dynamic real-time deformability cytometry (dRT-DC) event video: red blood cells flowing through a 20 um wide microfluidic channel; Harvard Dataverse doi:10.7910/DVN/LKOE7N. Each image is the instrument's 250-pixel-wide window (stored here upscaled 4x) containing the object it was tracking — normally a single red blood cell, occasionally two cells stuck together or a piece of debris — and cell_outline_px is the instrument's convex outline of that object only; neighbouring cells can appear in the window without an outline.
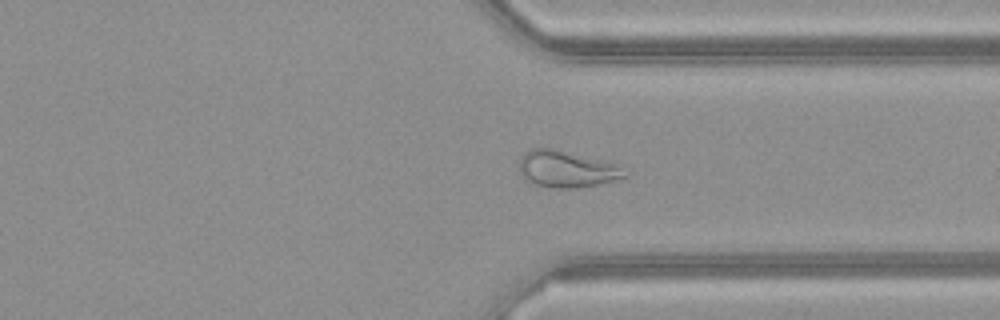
{"species": "common noctule bat (a hibernating species)", "species_latin": "Nyctalus noctula", "temperature_condition": "warm", "stored_images_in_passage": 49, "camera_frame_rate_fps": 3000, "um_per_image_px": 0.085, "animal": {"sex": "female", "body_mass_g": 21.9}, "frame": {"image": 1, "passage_image": 37, "time_ms": 12.0, "image_size_px": [1000, 320], "cell_outline_px": [[632, 172], [628, 176], [596, 184], [576, 188], [548, 188], [532, 184], [524, 180], [520, 172], [520, 160], [528, 148], [556, 148], [612, 164]], "centroid_in_image_um": [48.11, 14.38], "position_along_channel_um": 363.3, "area_um2": 22.43}}
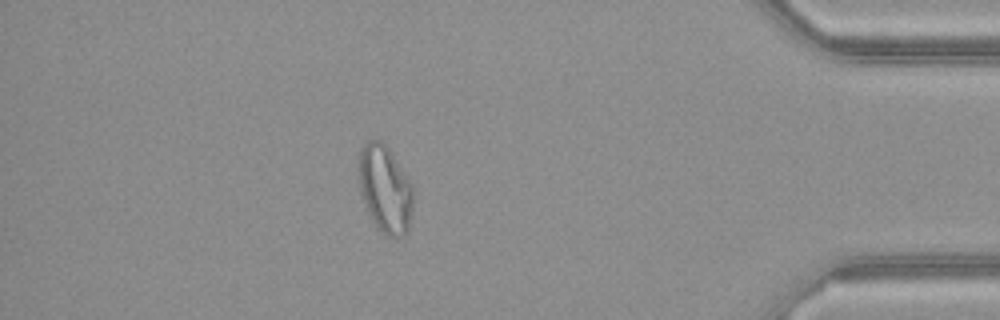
{"frame": {"image": 2, "passage_image": 43, "time_ms": 14.0, "image_size_px": [1000, 320], "cell_outline_px": [[412, 208], [408, 228], [400, 236], [388, 236], [376, 228], [368, 216], [360, 196], [356, 172], [360, 148], [368, 140], [380, 140], [388, 148], [412, 184]], "centroid_in_image_um": [32.65, 16.05], "position_along_channel_um": 402.6, "area_um2": 28.15}, "authors_computed_cell_mechanics": {"area_um2": 27.3972, "velocity_mm_per_s": 4.1457, "shape_relaxation_time_tau1_ms": null, "shape_relaxation_time_tau2_ms": 1.7762, "deformation_change_tau1": null, "deformation_change_tau2": 0.0999}}